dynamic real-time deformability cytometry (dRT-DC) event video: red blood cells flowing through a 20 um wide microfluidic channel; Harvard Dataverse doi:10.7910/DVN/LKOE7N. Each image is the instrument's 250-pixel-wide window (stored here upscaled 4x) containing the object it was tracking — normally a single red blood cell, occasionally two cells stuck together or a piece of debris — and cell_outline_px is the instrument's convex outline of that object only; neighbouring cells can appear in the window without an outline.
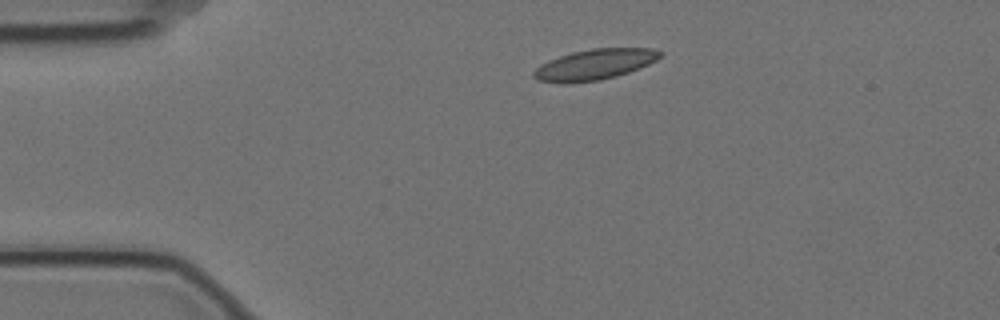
{"species": "Egyptian fruit bat (a non-hibernating species)", "species_latin": "Rousettus aegyptiacus", "temperature_condition": "cold", "stored_images_in_passage": 2, "camera_frame_rate_fps": 3000, "um_per_image_px": 0.085, "animal": {"sex": "female"}, "frame": {"image": 1, "passage_image": 2, "time_ms": 0.333, "image_size_px": [1000, 320], "cell_outline_px": [[664, 56], [648, 64], [628, 72], [616, 76], [600, 80], [568, 84], [560, 84], [536, 80], [532, 76], [532, 72], [536, 68], [548, 60], [572, 52], [592, 48], [652, 48], [664, 52]], "centroid_in_image_um": [50.52, 5.49], "position_along_channel_um": 34.5, "area_um2": 22.83}}